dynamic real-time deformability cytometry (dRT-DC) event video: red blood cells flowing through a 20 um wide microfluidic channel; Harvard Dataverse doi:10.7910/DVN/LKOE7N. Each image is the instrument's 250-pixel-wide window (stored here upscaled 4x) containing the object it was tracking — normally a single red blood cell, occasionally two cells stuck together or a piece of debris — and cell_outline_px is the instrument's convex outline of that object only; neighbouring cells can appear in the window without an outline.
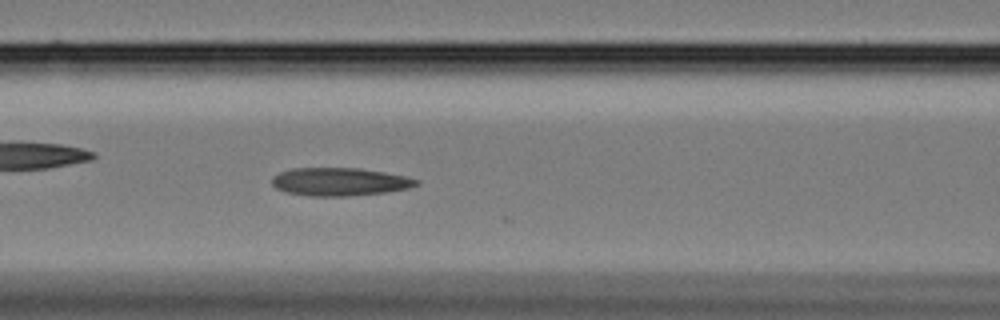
{"species": "Egyptian fruit bat (a non-hibernating species)", "species_latin": "Rousettus aegyptiacus", "temperature_condition": "cold", "stored_images_in_passage": 17, "camera_frame_rate_fps": 3000, "um_per_image_px": 0.085, "animal": {"sex": "female"}, "frame": {"image": 1, "passage_image": 12, "time_ms": 3.667, "image_size_px": [1000, 320], "cell_outline_px": [[420, 184], [408, 188], [384, 192], [348, 196], [308, 196], [284, 192], [276, 188], [272, 184], [272, 176], [280, 172], [292, 168], [360, 168], [408, 176], [420, 180]], "centroid_in_image_um": [28.87, 15.45], "position_along_channel_um": 137.7, "area_um2": 23.76}}
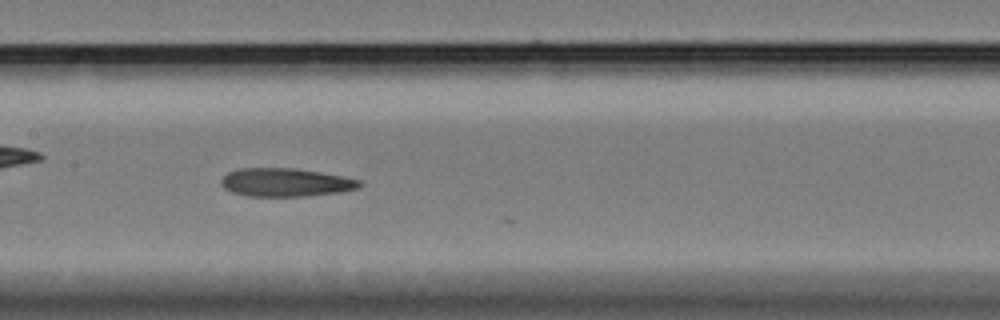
{"frame": {"image": 2, "passage_image": 16, "time_ms": 5.0, "image_size_px": [1000, 320], "cell_outline_px": [[364, 184], [360, 188], [340, 192], [308, 196], [248, 196], [232, 192], [224, 188], [220, 184], [220, 180], [228, 172], [236, 168], [296, 168], [344, 176], [360, 180]], "centroid_in_image_um": [24.29, 15.5], "position_along_channel_um": 183.1, "area_um2": 23.12}}